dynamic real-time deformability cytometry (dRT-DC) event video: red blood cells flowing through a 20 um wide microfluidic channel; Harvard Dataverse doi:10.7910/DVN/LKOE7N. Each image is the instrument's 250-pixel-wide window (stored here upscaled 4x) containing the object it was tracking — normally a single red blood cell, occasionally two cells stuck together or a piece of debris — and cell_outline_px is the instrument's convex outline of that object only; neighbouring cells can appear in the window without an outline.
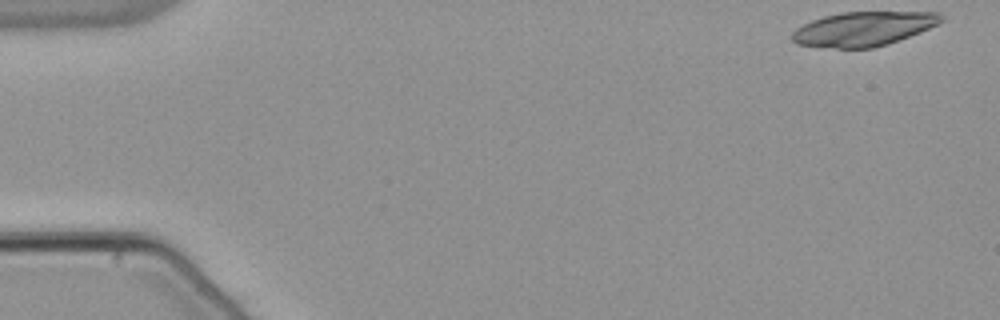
{"species": "common noctule bat (a hibernating species)", "species_latin": "Nyctalus noctula", "temperature_condition": "warm", "stored_images_in_passage": 19, "camera_frame_rate_fps": 3000, "um_per_image_px": 0.085, "animal": {"sex": "male", "body_mass_g": 21.5, "forearm_length_mm": 52.0}, "frame": {"image": 1, "passage_image": 1, "time_ms": 0.0, "image_size_px": [1000, 320], "cell_outline_px": [[944, 20], [920, 32], [888, 44], [872, 48], [836, 48], [796, 44], [792, 40], [792, 32], [796, 28], [812, 20], [824, 16], [840, 12], [936, 12], [944, 16]], "centroid_in_image_um": [73.38, 2.45], "position_along_channel_um": 11.6, "area_um2": 29.65}}
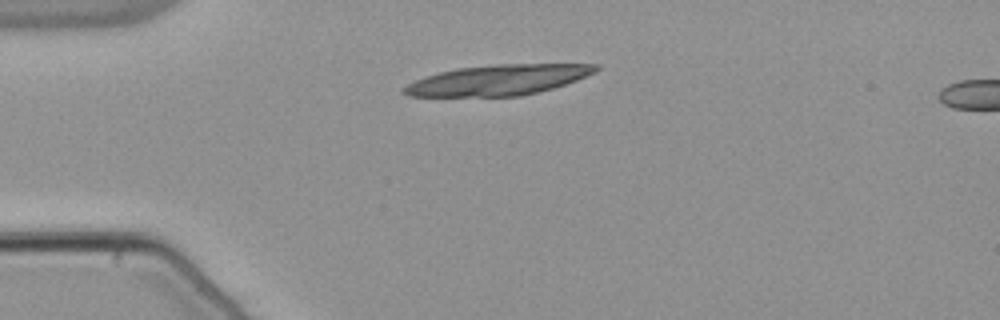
{"frame": {"image": 2, "passage_image": 12, "time_ms": 3.667, "image_size_px": [1000, 320], "cell_outline_px": [[600, 68], [596, 72], [576, 80], [552, 88], [520, 96], [408, 96], [400, 92], [408, 84], [424, 76], [456, 68], [496, 64], [600, 64]], "centroid_in_image_um": [42.34, 6.79], "position_along_channel_um": 42.7, "area_um2": 33.81}}